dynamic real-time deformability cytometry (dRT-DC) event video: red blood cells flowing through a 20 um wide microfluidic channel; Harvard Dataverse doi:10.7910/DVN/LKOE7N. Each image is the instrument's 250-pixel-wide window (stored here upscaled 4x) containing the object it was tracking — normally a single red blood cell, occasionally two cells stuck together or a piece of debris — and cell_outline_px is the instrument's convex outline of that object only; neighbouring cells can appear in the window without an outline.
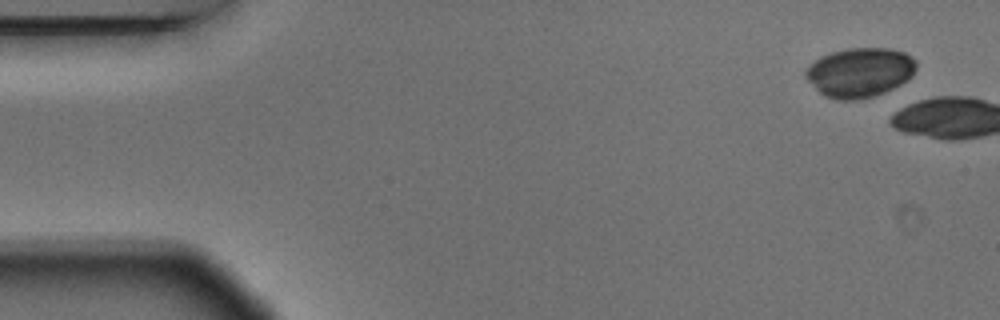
{"species": "Egyptian fruit bat (a non-hibernating species)", "species_latin": "Rousettus aegyptiacus", "temperature_condition": "warm", "stored_images_in_passage": 6, "camera_frame_rate_fps": 3000, "um_per_image_px": 0.085, "animal": {"sex": "male"}, "frame": {"image": 1, "passage_image": 1, "time_ms": 0.0, "image_size_px": [1000, 320], "cell_outline_px": [[916, 68], [912, 76], [908, 80], [884, 92], [872, 96], [856, 100], [836, 100], [824, 96], [804, 76], [804, 72], [816, 60], [832, 52], [848, 48], [888, 48], [904, 52], [912, 56], [916, 60]], "centroid_in_image_um": [73.11, 6.15], "position_along_channel_um": 11.9, "area_um2": 31.67}}